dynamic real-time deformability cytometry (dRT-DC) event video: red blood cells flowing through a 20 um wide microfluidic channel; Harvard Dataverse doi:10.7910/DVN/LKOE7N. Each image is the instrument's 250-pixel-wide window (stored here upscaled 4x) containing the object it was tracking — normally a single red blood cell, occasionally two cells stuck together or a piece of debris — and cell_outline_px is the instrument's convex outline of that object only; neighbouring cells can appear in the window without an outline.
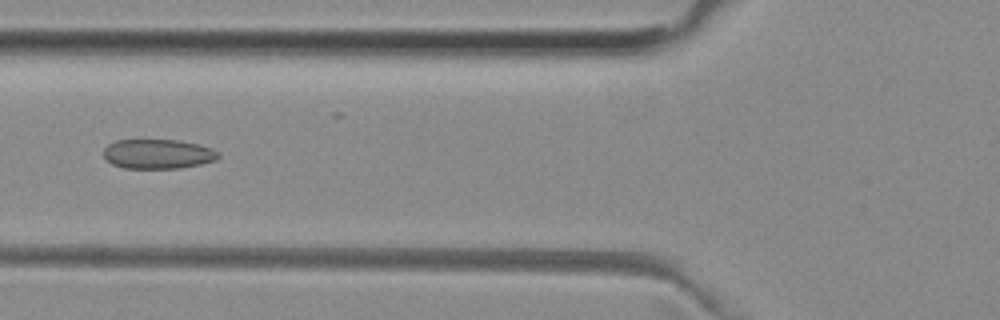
{"species": "common noctule bat (a hibernating species)", "species_latin": "Nyctalus noctula", "temperature_condition": "room temperature", "stored_images_in_passage": 6, "camera_frame_rate_fps": 3000, "um_per_image_px": 0.085, "animal": {"sex": "female", "body_mass_g": 29.2, "forearm_length_mm": 56.3}, "frame": {"image": 1, "passage_image": 5, "time_ms": 1.333, "image_size_px": [1000, 320], "cell_outline_px": [[220, 156], [216, 160], [200, 164], [180, 168], [124, 168], [112, 164], [104, 156], [104, 148], [108, 144], [116, 140], [180, 140], [212, 148], [220, 152]], "centroid_in_image_um": [13.44, 13.08], "position_along_channel_um": 112.4, "area_um2": 19.77}}